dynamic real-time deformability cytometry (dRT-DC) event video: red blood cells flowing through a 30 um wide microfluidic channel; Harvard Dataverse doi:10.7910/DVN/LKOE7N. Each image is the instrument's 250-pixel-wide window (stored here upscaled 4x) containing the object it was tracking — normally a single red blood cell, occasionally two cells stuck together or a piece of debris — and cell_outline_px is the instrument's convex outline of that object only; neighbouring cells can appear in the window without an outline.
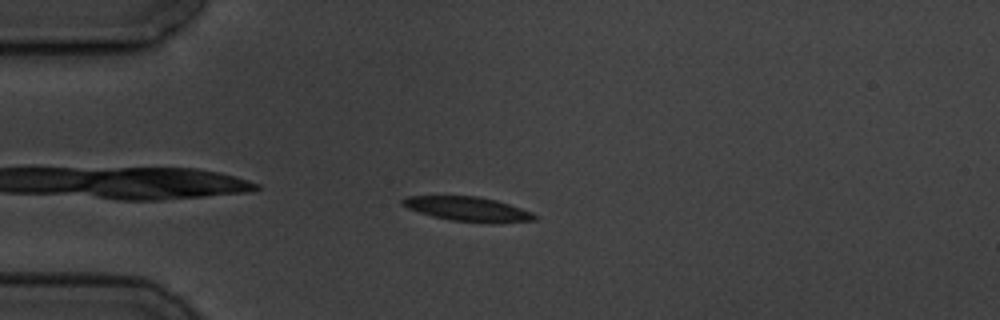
{"species": "common noctule bat (a hibernating species)", "species_latin": "Nyctalus noctula", "temperature_condition": "cold", "stored_images_in_passage": 12, "camera_frame_rate_fps": 3000, "um_per_image_px": 0.085, "animal": {"sex": "male", "body_mass_g": 19.5, "forearm_length_mm": 54.6}, "frame": {"image": 1, "passage_image": 1, "time_ms": 0.0, "image_size_px": [1000, 320], "cell_outline_px": [[540, 216], [536, 220], [452, 220], [432, 216], [408, 208], [400, 204], [400, 200], [408, 196], [476, 196], [496, 200], [532, 212]], "centroid_in_image_um": [39.66, 17.71], "position_along_channel_um": 45.3, "area_um2": 17.69}}
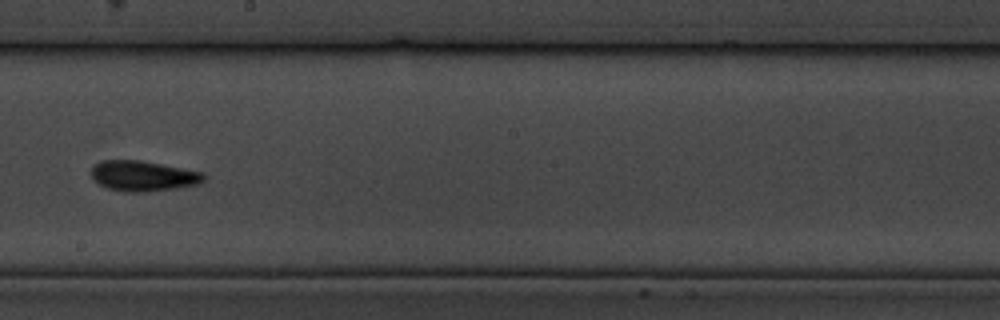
{"frame": {"image": 2, "passage_image": 6, "time_ms": 6.0, "image_size_px": [1000, 320], "cell_outline_px": [[208, 176], [200, 184], [176, 188], [144, 192], [124, 192], [108, 188], [100, 184], [88, 172], [100, 160], [140, 160], [204, 172]], "centroid_in_image_um": [12.2, 14.95], "position_along_channel_um": 236.0, "area_um2": 20.06}}
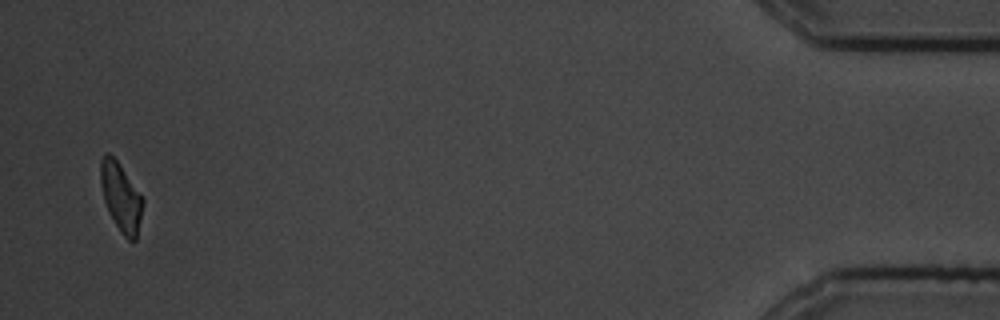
{"frame": {"image": 3, "passage_image": 12, "time_ms": 13.667, "image_size_px": [1000, 320], "cell_outline_px": [[144, 204], [136, 240], [128, 240], [120, 232], [108, 212], [104, 200], [100, 184], [100, 160], [104, 152], [108, 152], [116, 160], [144, 200]], "centroid_in_image_um": [10.26, 16.77], "position_along_channel_um": 424.9, "area_um2": 16.76}, "authors_computed_cell_mechanics": {"area_um2": 18.4382, "velocity_mm_per_s": 3.5344, "shape_relaxation_time_tau1_ms": 2.2616, "shape_relaxation_time_tau2_ms": 3.664, "deformation_change_tau1": 0.1074, "deformation_change_tau2": 0.0906}}